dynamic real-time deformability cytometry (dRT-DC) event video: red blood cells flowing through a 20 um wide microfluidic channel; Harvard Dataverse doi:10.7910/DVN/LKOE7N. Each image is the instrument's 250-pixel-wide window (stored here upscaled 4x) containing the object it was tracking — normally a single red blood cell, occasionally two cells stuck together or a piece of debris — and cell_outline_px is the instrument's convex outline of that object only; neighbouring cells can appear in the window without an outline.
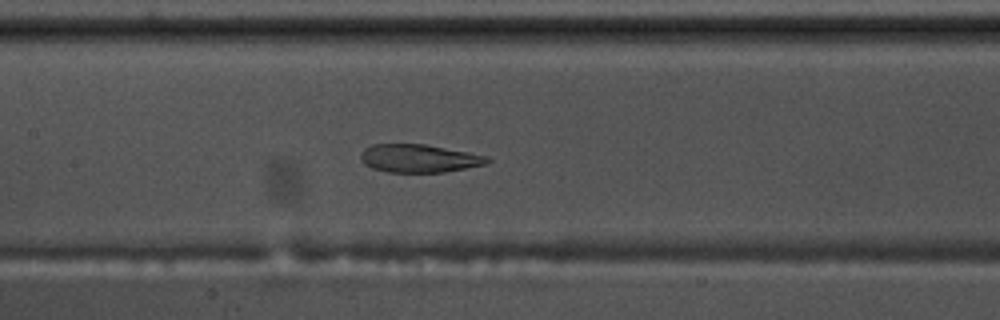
{"species": "common noctule bat (a hibernating species)", "species_latin": "Nyctalus noctula", "temperature_condition": "warm", "stored_images_in_passage": 57, "camera_frame_rate_fps": 3000, "um_per_image_px": 0.085, "animal": {"sex": "male", "body_mass_g": 17.5, "forearm_length_mm": 52.3}, "frame": {"image": 1, "passage_image": 27, "time_ms": 8.667, "image_size_px": [1000, 320], "cell_outline_px": [[492, 160], [488, 164], [444, 172], [388, 172], [372, 168], [364, 164], [360, 160], [360, 156], [364, 148], [372, 144], [424, 144], [468, 152], [488, 156]], "centroid_in_image_um": [35.62, 13.46], "position_along_channel_um": 171.8, "area_um2": 20.81}}
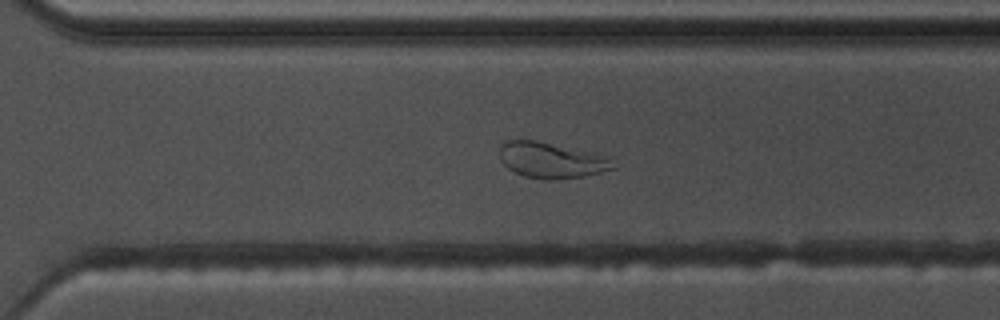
{"frame": {"image": 2, "passage_image": 40, "time_ms": 13.0, "image_size_px": [1000, 320], "cell_outline_px": [[616, 168], [584, 176], [556, 180], [548, 180], [524, 176], [508, 168], [500, 160], [500, 144], [508, 140], [536, 140], [592, 152], [608, 156]], "centroid_in_image_um": [46.86, 13.62], "position_along_channel_um": 323.7, "area_um2": 23.64}}
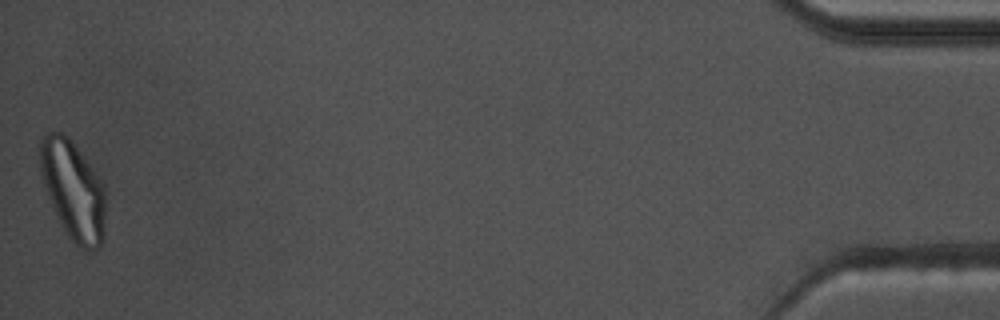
{"frame": {"image": 3, "passage_image": 57, "time_ms": 18.667, "image_size_px": [1000, 320], "cell_outline_px": [[104, 236], [100, 248], [92, 252], [84, 252], [68, 236], [56, 216], [40, 176], [40, 140], [48, 132], [64, 132], [68, 136], [104, 184]], "centroid_in_image_um": [6.21, 16.21], "position_along_channel_um": 429.0, "area_um2": 37.86}, "authors_computed_cell_mechanics": {"area_um2": 27.8018, "velocity_mm_per_s": 3.5145, "shape_relaxation_time_tau1_ms": null, "shape_relaxation_time_tau2_ms": 1.6931, "deformation_change_tau1": null, "deformation_change_tau2": 0.0811}}